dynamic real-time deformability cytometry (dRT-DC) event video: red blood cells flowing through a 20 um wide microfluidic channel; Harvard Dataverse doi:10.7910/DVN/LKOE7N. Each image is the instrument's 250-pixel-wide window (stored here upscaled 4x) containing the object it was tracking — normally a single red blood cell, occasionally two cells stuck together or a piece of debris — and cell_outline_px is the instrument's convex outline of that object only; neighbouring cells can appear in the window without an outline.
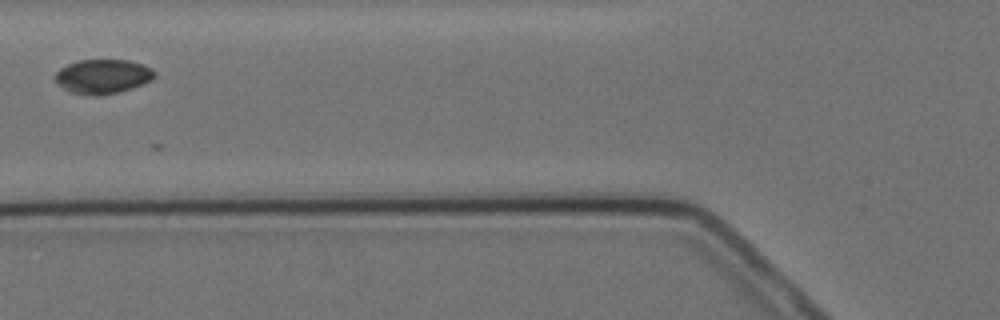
{"species": "Egyptian fruit bat (a non-hibernating species)", "species_latin": "Rousettus aegyptiacus", "temperature_condition": "cold", "stored_images_in_passage": 5, "camera_frame_rate_fps": 3000, "um_per_image_px": 0.085, "animal": {"sex": "female"}, "frame": {"image": 1, "passage_image": 3, "time_ms": 2.333, "image_size_px": [1000, 320], "cell_outline_px": [[156, 76], [152, 80], [144, 84], [132, 88], [100, 96], [96, 96], [68, 92], [56, 80], [56, 72], [60, 68], [68, 64], [80, 60], [128, 60], [144, 64], [152, 68], [156, 72]], "centroid_in_image_um": [8.79, 6.49], "position_along_channel_um": 117.0, "area_um2": 19.94}}
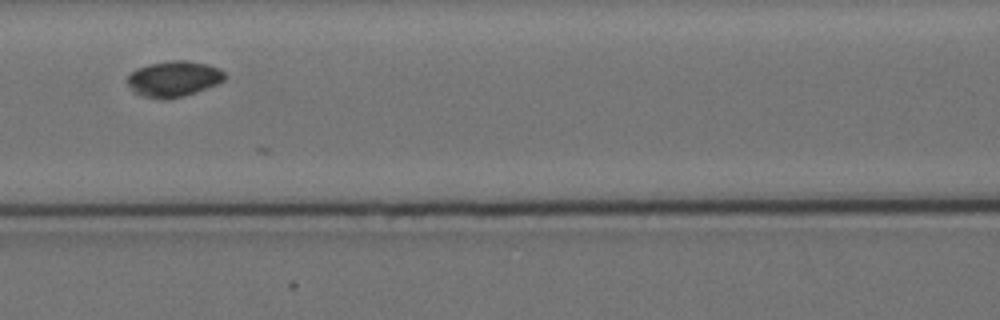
{"frame": {"image": 2, "passage_image": 4, "time_ms": 3.333, "image_size_px": [1000, 320], "cell_outline_px": [[224, 80], [216, 84], [184, 96], [168, 100], [164, 100], [140, 96], [132, 92], [124, 80], [136, 68], [148, 64], [172, 60], [184, 60], [208, 64], [220, 68], [224, 72]], "centroid_in_image_um": [14.7, 6.71], "position_along_channel_um": 151.9, "area_um2": 20.58}}